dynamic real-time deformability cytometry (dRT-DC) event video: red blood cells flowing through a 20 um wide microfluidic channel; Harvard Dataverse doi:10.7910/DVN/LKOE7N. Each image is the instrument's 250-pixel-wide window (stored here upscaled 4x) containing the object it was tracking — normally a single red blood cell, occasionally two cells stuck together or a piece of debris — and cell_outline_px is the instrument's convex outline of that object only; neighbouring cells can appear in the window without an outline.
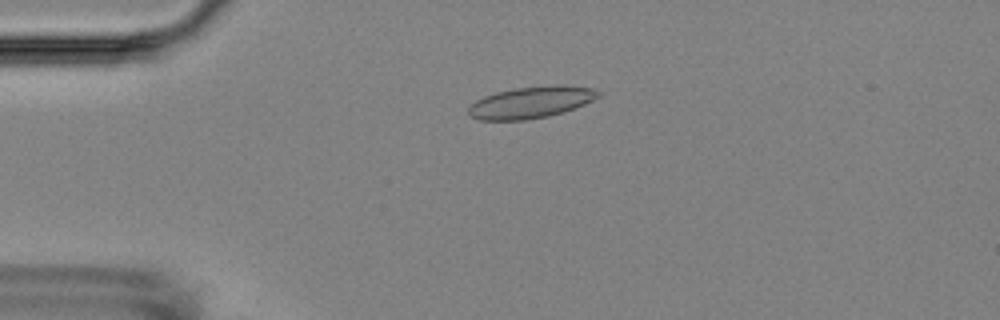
{"species": "Egyptian fruit bat (a non-hibernating species)", "species_latin": "Rousettus aegyptiacus", "temperature_condition": "room temperature", "stored_images_in_passage": 4, "camera_frame_rate_fps": 3000, "um_per_image_px": 0.085, "animal": {"sex": "female"}, "frame": {"image": 1, "passage_image": 4, "time_ms": 3.667, "image_size_px": [1000, 320], "cell_outline_px": [[600, 96], [584, 104], [564, 112], [548, 116], [524, 120], [480, 120], [472, 116], [468, 112], [468, 108], [476, 100], [484, 96], [496, 92], [516, 88], [552, 84], [564, 84], [596, 88], [600, 92]], "centroid_in_image_um": [45.18, 8.68], "position_along_channel_um": 39.8, "area_um2": 24.1}}